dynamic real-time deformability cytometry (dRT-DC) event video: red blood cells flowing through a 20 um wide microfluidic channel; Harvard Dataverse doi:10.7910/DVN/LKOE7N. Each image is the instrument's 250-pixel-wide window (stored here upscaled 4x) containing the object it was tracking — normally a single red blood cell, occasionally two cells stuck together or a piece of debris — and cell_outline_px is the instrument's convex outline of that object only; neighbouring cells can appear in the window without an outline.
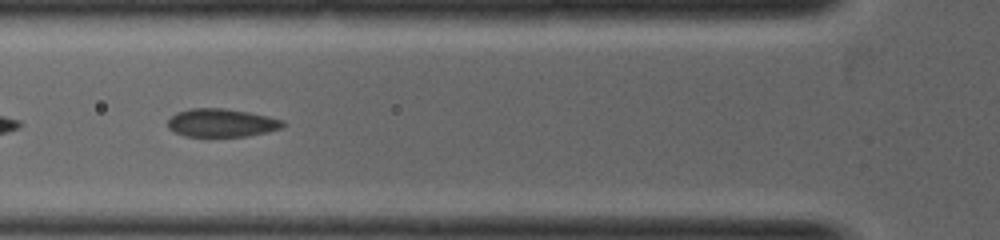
{"species": "common noctule bat (a hibernating species)", "species_latin": "Nyctalus noctula", "temperature_condition": "warm", "stored_images_in_passage": 4, "camera_frame_rate_fps": 5000, "um_per_image_px": 0.085, "animal": {"sex": "female", "body_mass_g": 19.0, "forearm_length_mm": 53.3}, "frame": {"image": 1, "passage_image": 3, "time_ms": 1.0, "image_size_px": [1000, 240], "cell_outline_px": [[288, 124], [280, 128], [268, 132], [248, 136], [184, 136], [172, 132], [168, 128], [168, 120], [176, 112], [188, 108], [224, 108], [248, 112], [268, 116], [284, 120]], "centroid_in_image_um": [18.83, 10.44], "position_along_channel_um": 107.0, "area_um2": 19.13}}
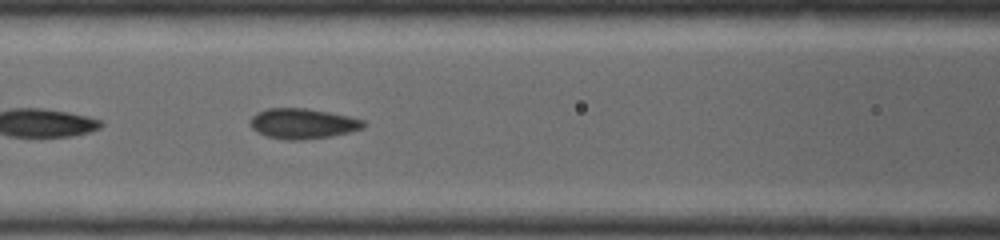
{"frame": {"image": 2, "passage_image": 4, "time_ms": 1.4, "image_size_px": [1000, 240], "cell_outline_px": [[368, 124], [364, 128], [332, 136], [300, 140], [288, 140], [268, 136], [256, 132], [248, 124], [248, 120], [256, 112], [264, 108], [308, 108], [348, 116], [364, 120]], "centroid_in_image_um": [25.7, 10.49], "position_along_channel_um": 140.9, "area_um2": 20.23}}